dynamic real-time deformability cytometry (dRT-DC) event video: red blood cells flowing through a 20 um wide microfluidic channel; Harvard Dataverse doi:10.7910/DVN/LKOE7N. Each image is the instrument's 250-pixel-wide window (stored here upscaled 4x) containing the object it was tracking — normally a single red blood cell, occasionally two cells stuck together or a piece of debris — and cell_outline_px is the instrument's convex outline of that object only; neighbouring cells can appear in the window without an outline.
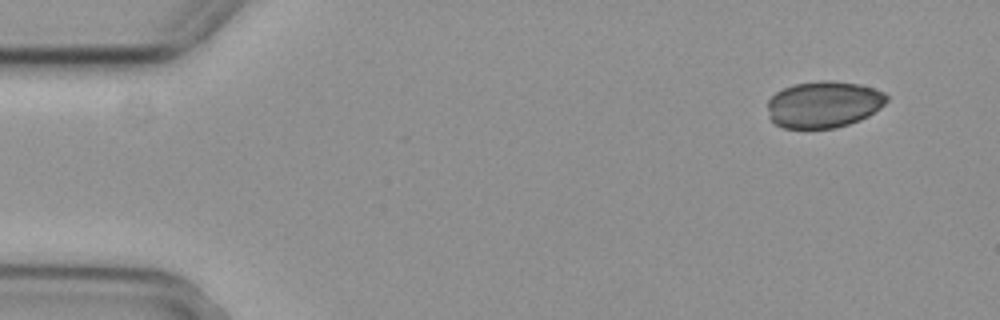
{"species": "common noctule bat (a hibernating species)", "species_latin": "Nyctalus noctula", "temperature_condition": "cold", "stored_images_in_passage": 3, "camera_frame_rate_fps": 3000, "um_per_image_px": 0.085, "animal": {"sex": "female", "body_mass_g": 29.2, "forearm_length_mm": 56.3}, "frame": {"image": 1, "passage_image": 1, "time_ms": 0.0, "image_size_px": [1000, 320], "cell_outline_px": [[888, 100], [880, 108], [868, 116], [860, 120], [836, 128], [784, 128], [776, 124], [768, 116], [768, 100], [776, 92], [784, 88], [796, 84], [820, 80], [832, 80], [860, 84], [884, 92], [888, 96]], "centroid_in_image_um": [70.02, 8.87], "position_along_channel_um": 15.0, "area_um2": 32.43}}
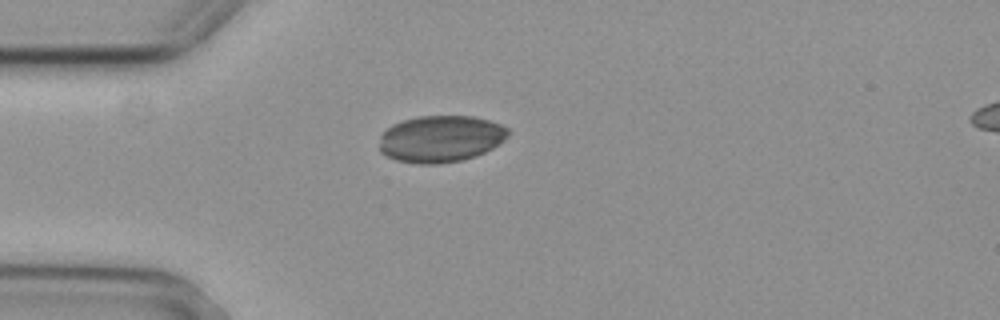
{"frame": {"image": 2, "passage_image": 3, "time_ms": 0.667, "image_size_px": [1000, 320], "cell_outline_px": [[512, 132], [500, 144], [476, 156], [460, 160], [436, 164], [420, 164], [396, 160], [380, 152], [380, 136], [392, 124], [416, 116], [476, 116], [500, 124], [508, 128]], "centroid_in_image_um": [37.48, 11.79], "position_along_channel_um": 47.5, "area_um2": 35.2}}